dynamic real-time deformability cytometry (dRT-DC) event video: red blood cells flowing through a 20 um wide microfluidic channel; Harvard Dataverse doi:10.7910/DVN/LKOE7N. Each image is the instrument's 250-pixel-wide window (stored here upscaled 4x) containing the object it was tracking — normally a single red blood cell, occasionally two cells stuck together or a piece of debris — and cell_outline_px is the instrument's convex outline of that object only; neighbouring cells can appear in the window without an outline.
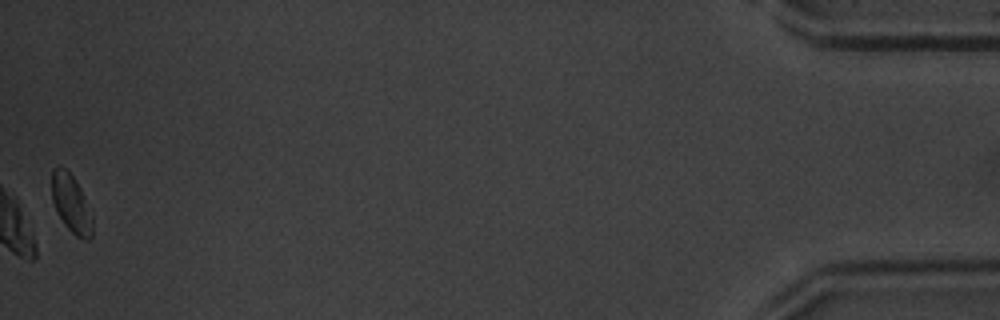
{"species": "common noctule bat (a hibernating species)", "species_latin": "Nyctalus noctula", "temperature_condition": "warm", "stored_images_in_passage": 48, "camera_frame_rate_fps": 3000, "um_per_image_px": 0.085, "animal": {"sex": "male", "body_mass_g": 20.1, "forearm_length_mm": 53.5}, "frame": {"image": 1, "passage_image": 48, "time_ms": 15.667, "image_size_px": [1000, 320], "cell_outline_px": [[92, 236], [88, 240], [84, 240], [76, 236], [64, 224], [52, 200], [52, 168], [60, 164], [76, 180], [92, 212]], "centroid_in_image_um": [6.06, 17.3], "position_along_channel_um": 429.1, "area_um2": 13.76}, "authors_computed_cell_mechanics": {"area_um2": 14.5945, "velocity_mm_per_s": 4.2182, "shape_relaxation_time_tau1_ms": null, "shape_relaxation_time_tau2_ms": 1.5537, "deformation_change_tau1": null, "deformation_change_tau2": 0.0497}}